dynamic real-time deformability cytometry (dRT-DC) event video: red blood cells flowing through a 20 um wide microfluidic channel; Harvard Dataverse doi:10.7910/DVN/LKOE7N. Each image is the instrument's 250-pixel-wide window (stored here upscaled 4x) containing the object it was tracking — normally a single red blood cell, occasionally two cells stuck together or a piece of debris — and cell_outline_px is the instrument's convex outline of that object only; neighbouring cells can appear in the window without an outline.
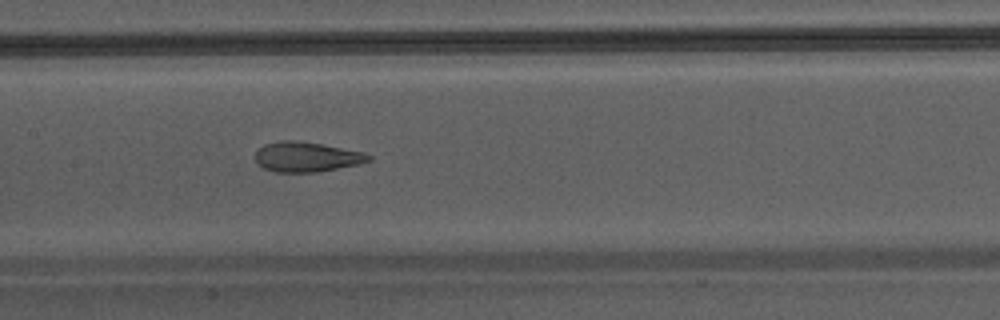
{"species": "Egyptian fruit bat (a non-hibernating species)", "species_latin": "Rousettus aegyptiacus", "temperature_condition": "warm", "stored_images_in_passage": 30, "camera_frame_rate_fps": 3000, "um_per_image_px": 0.085, "animal": {"sex": "male"}, "frame": {"image": 1, "passage_image": 9, "time_ms": 2.667, "image_size_px": [1000, 320], "cell_outline_px": [[372, 160], [356, 164], [316, 172], [276, 172], [264, 168], [256, 164], [256, 152], [264, 144], [280, 140], [296, 140], [320, 144], [364, 152], [372, 156]], "centroid_in_image_um": [26.03, 13.33], "position_along_channel_um": 181.4, "area_um2": 19.59}}
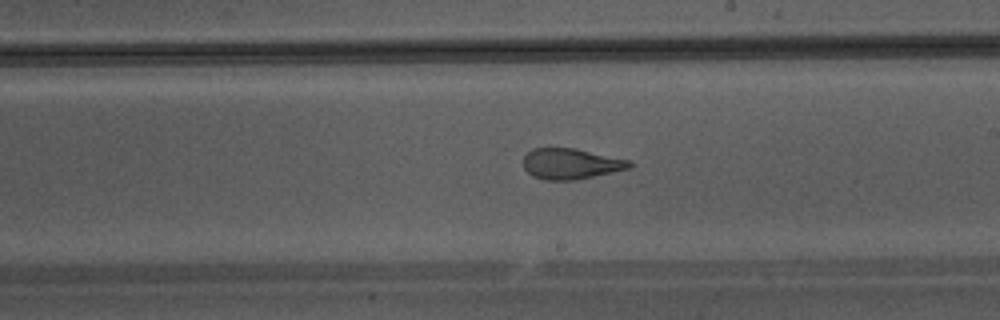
{"frame": {"image": 2, "passage_image": 13, "time_ms": 4.0, "image_size_px": [1000, 320], "cell_outline_px": [[636, 164], [632, 168], [572, 180], [544, 180], [532, 176], [524, 168], [524, 156], [532, 148], [576, 148], [632, 160]], "centroid_in_image_um": [48.58, 13.91], "position_along_channel_um": 240.4, "area_um2": 19.19}}
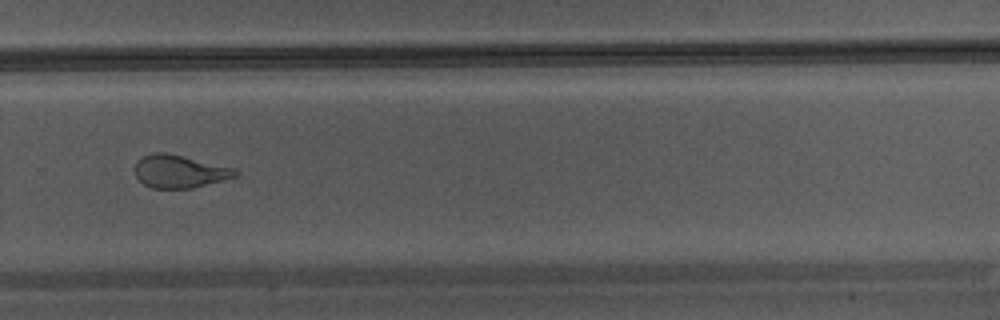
{"frame": {"image": 3, "passage_image": 18, "time_ms": 5.667, "image_size_px": [1000, 320], "cell_outline_px": [[240, 172], [236, 176], [192, 188], [152, 188], [144, 184], [136, 176], [136, 164], [144, 156], [152, 152], [168, 152], [236, 168]], "centroid_in_image_um": [15.29, 14.55], "position_along_channel_um": 314.5, "area_um2": 19.13}}